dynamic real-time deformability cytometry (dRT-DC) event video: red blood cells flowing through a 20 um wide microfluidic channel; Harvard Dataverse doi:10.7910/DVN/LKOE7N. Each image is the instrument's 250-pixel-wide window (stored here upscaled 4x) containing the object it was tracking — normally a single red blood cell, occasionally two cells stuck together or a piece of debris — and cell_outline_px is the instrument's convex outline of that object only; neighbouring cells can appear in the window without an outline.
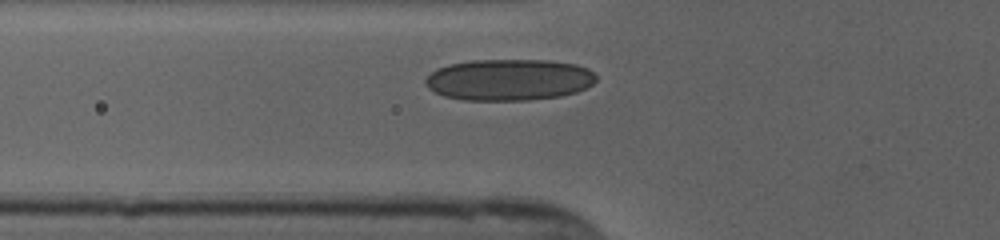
{"species": "human", "species_latin": "Homo sapiens", "temperature_condition": "cold", "stored_images_in_passage": 27, "camera_frame_rate_fps": 3000, "um_per_image_px": 0.085, "donor": {"sex": "female"}, "frame": {"image": 1, "passage_image": 3, "time_ms": 0.667, "image_size_px": [1000, 240], "cell_outline_px": [[596, 80], [592, 84], [576, 92], [560, 96], [528, 100], [464, 100], [444, 96], [428, 88], [424, 84], [424, 80], [436, 68], [448, 64], [472, 60], [548, 60], [576, 64], [588, 68], [596, 76]], "centroid_in_image_um": [43.24, 6.77], "position_along_channel_um": 82.6, "area_um2": 41.33}}
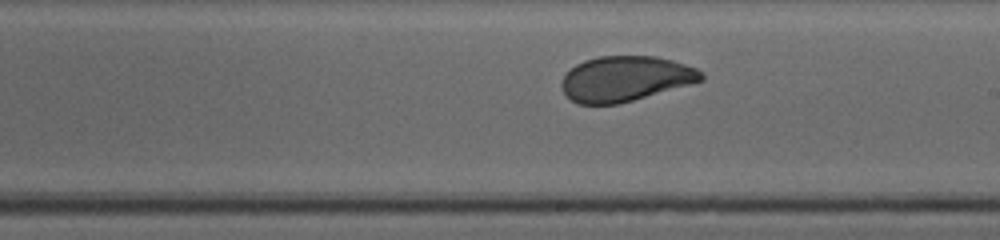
{"frame": {"image": 2, "passage_image": 15, "time_ms": 4.667, "image_size_px": [1000, 240], "cell_outline_px": [[704, 80], [692, 84], [620, 104], [580, 104], [572, 100], [564, 92], [560, 84], [564, 76], [576, 64], [584, 60], [600, 56], [656, 56], [672, 60], [696, 68], [704, 72]], "centroid_in_image_um": [53.19, 6.69], "position_along_channel_um": 235.8, "area_um2": 36.88}}
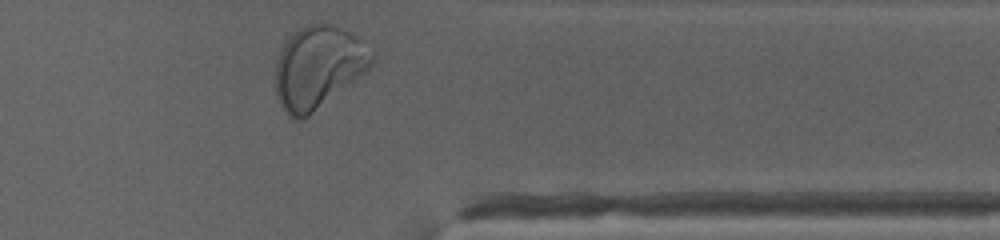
{"frame": {"image": 3, "passage_image": 27, "time_ms": 8.667, "image_size_px": [1000, 240], "cell_outline_px": [[376, 60], [364, 72], [308, 116], [300, 120], [292, 120], [288, 116], [280, 104], [276, 96], [276, 60], [288, 36], [292, 32], [308, 24], [332, 24], [364, 40], [376, 52]], "centroid_in_image_um": [27.05, 5.69], "position_along_channel_um": 384.3, "area_um2": 46.24}, "authors_computed_cell_mechanics": {"area_um2": 38.0324, "velocity_mm_per_s": 3.8255, "shape_relaxation_time_tau1_ms": 4.7036, "shape_relaxation_time_tau2_ms": 0.643, "deformation_change_tau1": 0.1428, "deformation_change_tau2": 0.0574}}